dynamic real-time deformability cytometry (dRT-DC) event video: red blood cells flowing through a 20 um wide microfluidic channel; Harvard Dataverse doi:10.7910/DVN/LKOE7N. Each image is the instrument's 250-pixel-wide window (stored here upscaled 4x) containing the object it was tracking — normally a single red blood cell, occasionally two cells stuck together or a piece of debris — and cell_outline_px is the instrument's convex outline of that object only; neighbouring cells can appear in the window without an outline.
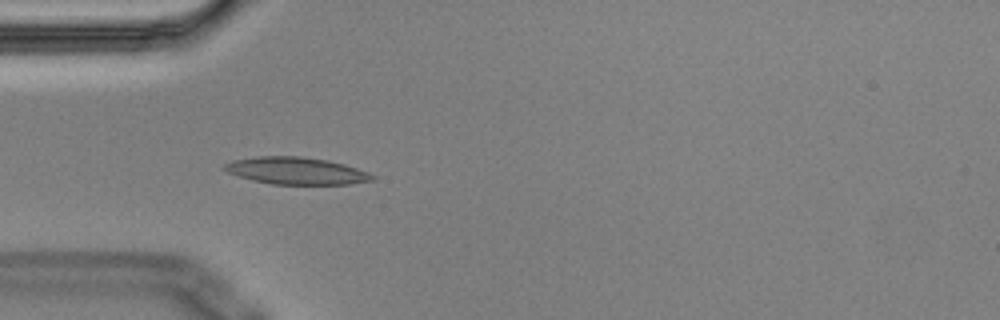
{"species": "Egyptian fruit bat (a non-hibernating species)", "species_latin": "Rousettus aegyptiacus", "temperature_condition": "cold", "stored_images_in_passage": 4, "camera_frame_rate_fps": 3000, "um_per_image_px": 0.085, "animal": {"sex": "male"}, "frame": {"image": 1, "passage_image": 3, "time_ms": 0.667, "image_size_px": [1000, 320], "cell_outline_px": [[376, 180], [348, 184], [272, 184], [252, 180], [228, 172], [224, 168], [224, 164], [232, 160], [256, 156], [300, 156], [328, 160], [344, 164], [368, 172], [376, 176]], "centroid_in_image_um": [25.21, 14.51], "position_along_channel_um": 59.8, "area_um2": 23.35}}